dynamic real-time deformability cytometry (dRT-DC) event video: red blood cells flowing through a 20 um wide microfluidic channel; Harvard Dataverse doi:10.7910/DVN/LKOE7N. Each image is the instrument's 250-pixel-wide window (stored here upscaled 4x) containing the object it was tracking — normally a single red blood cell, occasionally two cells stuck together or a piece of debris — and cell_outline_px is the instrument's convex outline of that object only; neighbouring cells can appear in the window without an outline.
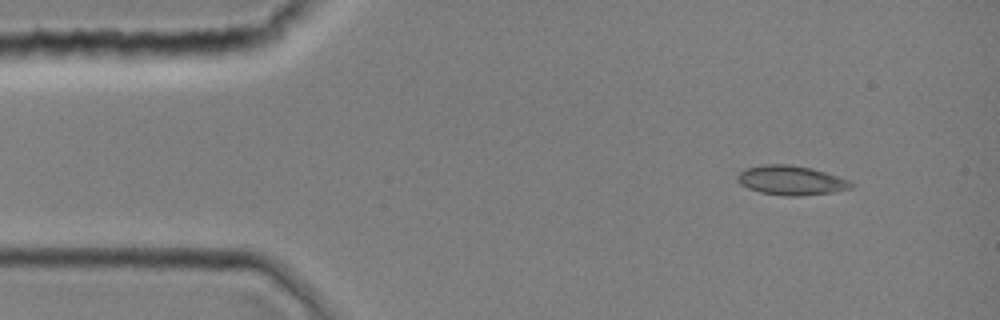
{"species": "common noctule bat (a hibernating species)", "species_latin": "Nyctalus noctula", "temperature_condition": "room temperature", "stored_images_in_passage": 1, "camera_frame_rate_fps": 3000, "um_per_image_px": 0.085, "animal": {"sex": "female", "body_mass_g": 19.0, "forearm_length_mm": 51.5}, "frame": {"image": 1, "passage_image": 1, "time_ms": 0.0, "image_size_px": [1000, 320], "cell_outline_px": [[856, 184], [852, 188], [832, 192], [796, 196], [788, 196], [760, 192], [748, 188], [740, 184], [736, 180], [736, 176], [744, 168], [760, 164], [788, 164], [812, 168], [848, 180]], "centroid_in_image_um": [67.2, 15.32], "position_along_channel_um": 17.8, "area_um2": 19.48}}